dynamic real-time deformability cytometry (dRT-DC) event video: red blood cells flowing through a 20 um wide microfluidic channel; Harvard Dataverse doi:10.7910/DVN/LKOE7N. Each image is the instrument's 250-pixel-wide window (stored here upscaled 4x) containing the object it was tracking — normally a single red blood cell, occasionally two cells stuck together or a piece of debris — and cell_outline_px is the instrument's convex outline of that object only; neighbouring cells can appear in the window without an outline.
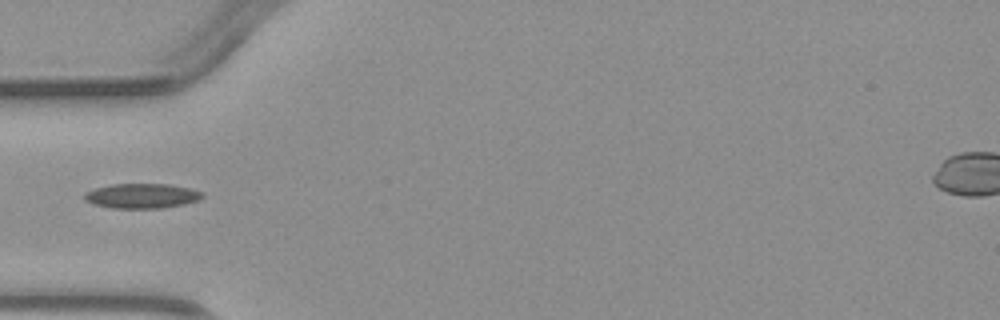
{"species": "common noctule bat (a hibernating species)", "species_latin": "Nyctalus noctula", "temperature_condition": "warm", "stored_images_in_passage": 6, "camera_frame_rate_fps": 3000, "um_per_image_px": 0.085, "animal": {"sex": "male", "body_mass_g": 23.1, "forearm_length_mm": 52.7}, "frame": {"image": 1, "passage_image": 5, "time_ms": 5.0, "image_size_px": [1000, 320], "cell_outline_px": [[204, 196], [196, 200], [184, 204], [160, 208], [112, 208], [96, 204], [84, 200], [84, 192], [96, 188], [112, 184], [168, 184], [192, 188], [204, 192]], "centroid_in_image_um": [12.07, 16.64], "position_along_channel_um": 72.9, "area_um2": 16.99}}
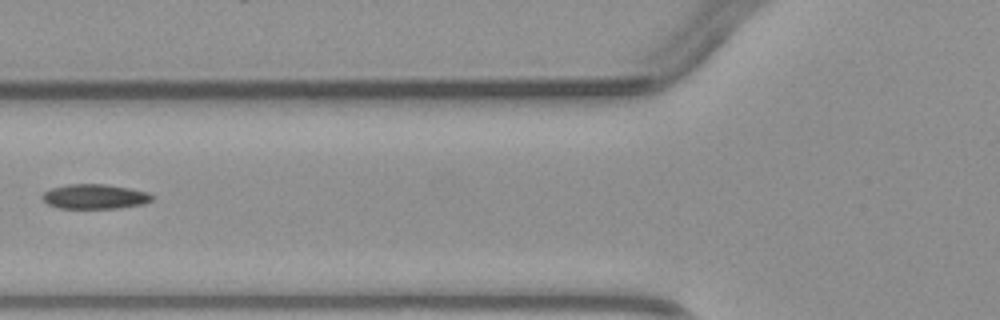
{"frame": {"image": 2, "passage_image": 6, "time_ms": 6.0, "image_size_px": [1000, 320], "cell_outline_px": [[156, 196], [152, 200], [144, 204], [120, 208], [60, 208], [48, 204], [40, 196], [48, 188], [68, 184], [104, 184], [128, 188], [148, 192]], "centroid_in_image_um": [8.06, 16.7], "position_along_channel_um": 117.7, "area_um2": 15.95}}